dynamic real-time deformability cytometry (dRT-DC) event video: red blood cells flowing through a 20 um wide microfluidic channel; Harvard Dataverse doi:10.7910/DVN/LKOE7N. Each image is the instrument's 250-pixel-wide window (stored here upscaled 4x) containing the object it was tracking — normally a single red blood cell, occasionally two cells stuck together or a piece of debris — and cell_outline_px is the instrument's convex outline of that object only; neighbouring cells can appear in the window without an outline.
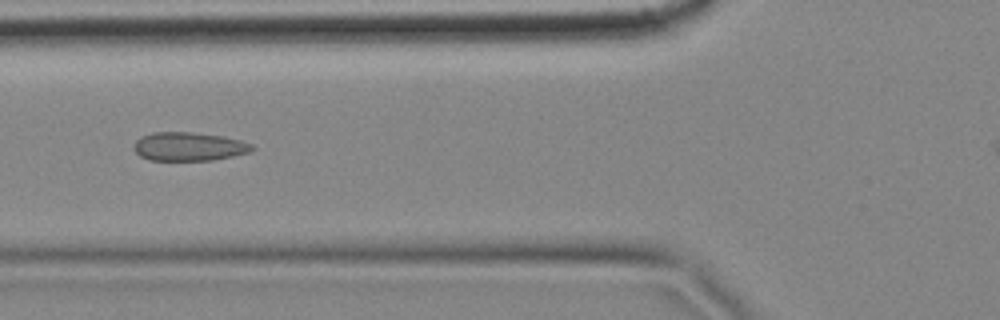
{"species": "common noctule bat (a hibernating species)", "species_latin": "Nyctalus noctula", "temperature_condition": "cold", "stored_images_in_passage": 12, "camera_frame_rate_fps": 3000, "um_per_image_px": 0.085, "animal": {"sex": "female", "body_mass_g": 18.4}, "frame": {"image": 1, "passage_image": 4, "time_ms": 1.0, "image_size_px": [1000, 320], "cell_outline_px": [[256, 148], [252, 152], [212, 160], [148, 160], [140, 156], [132, 148], [136, 140], [140, 136], [152, 132], [192, 132], [224, 136], [240, 140], [252, 144]], "centroid_in_image_um": [16.05, 12.45], "position_along_channel_um": 109.7, "area_um2": 19.94}}